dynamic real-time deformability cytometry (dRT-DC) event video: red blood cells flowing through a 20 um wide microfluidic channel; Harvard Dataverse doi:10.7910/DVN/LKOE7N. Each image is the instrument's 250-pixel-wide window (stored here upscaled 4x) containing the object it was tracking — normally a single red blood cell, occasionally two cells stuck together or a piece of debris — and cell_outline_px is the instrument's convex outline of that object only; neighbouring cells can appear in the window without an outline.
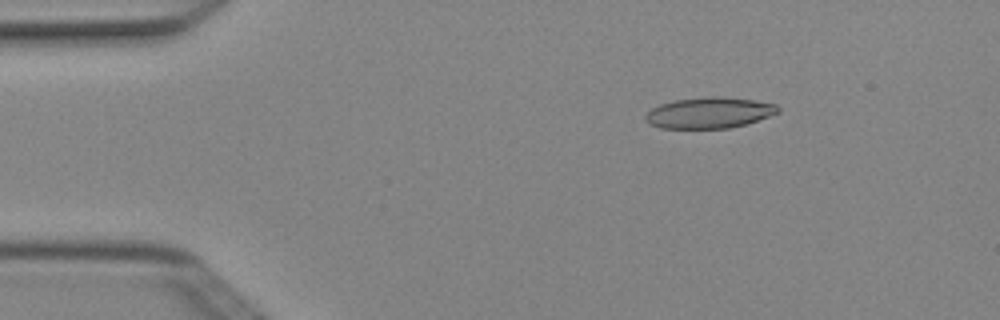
{"species": "Egyptian fruit bat (a non-hibernating species)", "species_latin": "Rousettus aegyptiacus", "temperature_condition": "cold", "stored_images_in_passage": 4, "camera_frame_rate_fps": 3000, "um_per_image_px": 0.085, "animal": {"sex": "female"}, "frame": {"image": 1, "passage_image": 2, "time_ms": 0.333, "image_size_px": [1000, 320], "cell_outline_px": [[780, 112], [744, 124], [728, 128], [660, 128], [648, 124], [644, 120], [644, 116], [652, 108], [660, 104], [672, 100], [712, 96], [724, 96], [756, 100], [776, 104], [780, 108]], "centroid_in_image_um": [60.26, 9.57], "position_along_channel_um": 24.7, "area_um2": 24.04}}
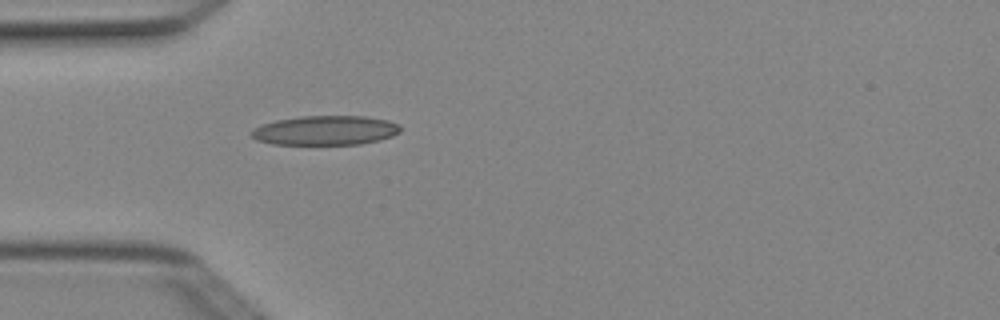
{"frame": {"image": 2, "passage_image": 4, "time_ms": 1.0, "image_size_px": [1000, 320], "cell_outline_px": [[400, 132], [392, 136], [380, 140], [360, 144], [272, 144], [256, 140], [252, 136], [252, 132], [256, 128], [264, 124], [276, 120], [300, 116], [364, 116], [388, 120], [400, 124]], "centroid_in_image_um": [27.71, 11.08], "position_along_channel_um": 57.3, "area_um2": 25.43}}